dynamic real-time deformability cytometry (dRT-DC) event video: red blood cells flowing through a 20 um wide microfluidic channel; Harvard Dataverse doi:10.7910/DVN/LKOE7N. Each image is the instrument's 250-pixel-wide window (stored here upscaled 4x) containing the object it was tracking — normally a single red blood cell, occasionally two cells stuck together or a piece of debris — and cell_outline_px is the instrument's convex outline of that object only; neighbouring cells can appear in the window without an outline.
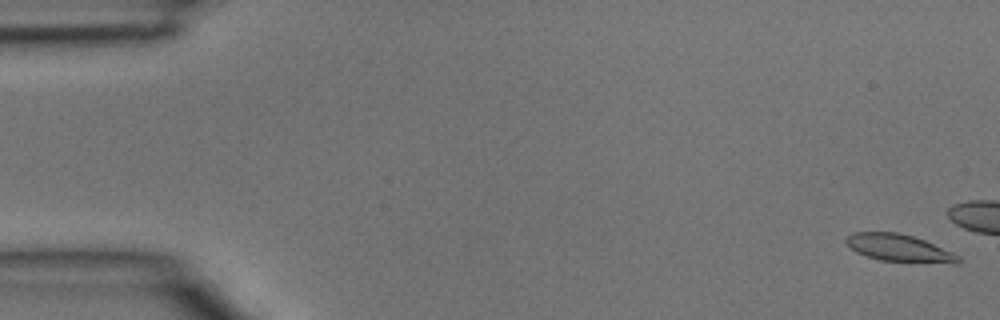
{"species": "common noctule bat (a hibernating species)", "species_latin": "Nyctalus noctula", "temperature_condition": "room temperature", "stored_images_in_passage": 5, "camera_frame_rate_fps": 3000, "um_per_image_px": 0.085, "animal": {"sex": "male", "body_mass_g": 15.6}, "frame": {"image": 1, "passage_image": 1, "time_ms": 0.0, "image_size_px": [1000, 320], "cell_outline_px": [[960, 260], [956, 264], [880, 260], [856, 252], [844, 240], [852, 232], [900, 232], [924, 240], [952, 252], [960, 256]], "centroid_in_image_um": [76.44, 21.08], "position_along_channel_um": 8.6, "area_um2": 17.69}}